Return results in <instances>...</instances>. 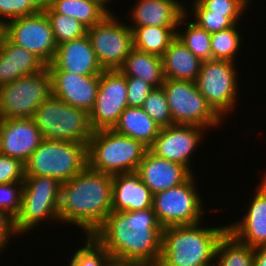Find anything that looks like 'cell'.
I'll list each match as a JSON object with an SVG mask.
<instances>
[{"mask_svg":"<svg viewBox=\"0 0 266 266\" xmlns=\"http://www.w3.org/2000/svg\"><path fill=\"white\" fill-rule=\"evenodd\" d=\"M38 13L28 1L0 0V21L7 22Z\"/></svg>","mask_w":266,"mask_h":266,"instance_id":"cell-39","label":"cell"},{"mask_svg":"<svg viewBox=\"0 0 266 266\" xmlns=\"http://www.w3.org/2000/svg\"><path fill=\"white\" fill-rule=\"evenodd\" d=\"M49 73L53 96L88 112L93 109L100 75H78L65 71H49Z\"/></svg>","mask_w":266,"mask_h":266,"instance_id":"cell-17","label":"cell"},{"mask_svg":"<svg viewBox=\"0 0 266 266\" xmlns=\"http://www.w3.org/2000/svg\"><path fill=\"white\" fill-rule=\"evenodd\" d=\"M162 229L153 208L112 211L92 236L114 259L158 264Z\"/></svg>","mask_w":266,"mask_h":266,"instance_id":"cell-1","label":"cell"},{"mask_svg":"<svg viewBox=\"0 0 266 266\" xmlns=\"http://www.w3.org/2000/svg\"><path fill=\"white\" fill-rule=\"evenodd\" d=\"M210 14H226L235 24L241 21L250 0H197ZM245 10V11H244ZM240 20V21H239Z\"/></svg>","mask_w":266,"mask_h":266,"instance_id":"cell-36","label":"cell"},{"mask_svg":"<svg viewBox=\"0 0 266 266\" xmlns=\"http://www.w3.org/2000/svg\"><path fill=\"white\" fill-rule=\"evenodd\" d=\"M235 66L236 62L227 60L202 61L195 81L199 92L223 120L237 105L239 77Z\"/></svg>","mask_w":266,"mask_h":266,"instance_id":"cell-10","label":"cell"},{"mask_svg":"<svg viewBox=\"0 0 266 266\" xmlns=\"http://www.w3.org/2000/svg\"><path fill=\"white\" fill-rule=\"evenodd\" d=\"M5 37V24L0 21V45L2 44V41Z\"/></svg>","mask_w":266,"mask_h":266,"instance_id":"cell-46","label":"cell"},{"mask_svg":"<svg viewBox=\"0 0 266 266\" xmlns=\"http://www.w3.org/2000/svg\"><path fill=\"white\" fill-rule=\"evenodd\" d=\"M47 68L78 75H100L104 71L87 35L58 45L54 60Z\"/></svg>","mask_w":266,"mask_h":266,"instance_id":"cell-19","label":"cell"},{"mask_svg":"<svg viewBox=\"0 0 266 266\" xmlns=\"http://www.w3.org/2000/svg\"><path fill=\"white\" fill-rule=\"evenodd\" d=\"M128 107L126 76L119 70H104L93 109L89 112L94 131L112 129Z\"/></svg>","mask_w":266,"mask_h":266,"instance_id":"cell-14","label":"cell"},{"mask_svg":"<svg viewBox=\"0 0 266 266\" xmlns=\"http://www.w3.org/2000/svg\"><path fill=\"white\" fill-rule=\"evenodd\" d=\"M23 182L0 184V210L13 220L21 209Z\"/></svg>","mask_w":266,"mask_h":266,"instance_id":"cell-37","label":"cell"},{"mask_svg":"<svg viewBox=\"0 0 266 266\" xmlns=\"http://www.w3.org/2000/svg\"><path fill=\"white\" fill-rule=\"evenodd\" d=\"M87 36L104 70L119 69L133 49V31L115 14L87 28Z\"/></svg>","mask_w":266,"mask_h":266,"instance_id":"cell-12","label":"cell"},{"mask_svg":"<svg viewBox=\"0 0 266 266\" xmlns=\"http://www.w3.org/2000/svg\"><path fill=\"white\" fill-rule=\"evenodd\" d=\"M132 7L129 27H178L187 6L180 0H137ZM134 23V24H133Z\"/></svg>","mask_w":266,"mask_h":266,"instance_id":"cell-21","label":"cell"},{"mask_svg":"<svg viewBox=\"0 0 266 266\" xmlns=\"http://www.w3.org/2000/svg\"><path fill=\"white\" fill-rule=\"evenodd\" d=\"M96 3H98L102 8H104L109 14H115L113 13L112 9H110L111 6H109L111 4V2H113V0H92ZM111 10V11H110Z\"/></svg>","mask_w":266,"mask_h":266,"instance_id":"cell-45","label":"cell"},{"mask_svg":"<svg viewBox=\"0 0 266 266\" xmlns=\"http://www.w3.org/2000/svg\"><path fill=\"white\" fill-rule=\"evenodd\" d=\"M261 179L250 203L244 206L246 214L228 225V232L237 241L252 248L266 245V173Z\"/></svg>","mask_w":266,"mask_h":266,"instance_id":"cell-16","label":"cell"},{"mask_svg":"<svg viewBox=\"0 0 266 266\" xmlns=\"http://www.w3.org/2000/svg\"><path fill=\"white\" fill-rule=\"evenodd\" d=\"M43 140L32 118L1 119L0 153L24 164Z\"/></svg>","mask_w":266,"mask_h":266,"instance_id":"cell-18","label":"cell"},{"mask_svg":"<svg viewBox=\"0 0 266 266\" xmlns=\"http://www.w3.org/2000/svg\"><path fill=\"white\" fill-rule=\"evenodd\" d=\"M5 36L14 44L35 54L46 66L54 60L58 45L45 12L7 22Z\"/></svg>","mask_w":266,"mask_h":266,"instance_id":"cell-13","label":"cell"},{"mask_svg":"<svg viewBox=\"0 0 266 266\" xmlns=\"http://www.w3.org/2000/svg\"><path fill=\"white\" fill-rule=\"evenodd\" d=\"M113 175L87 167L61 184L59 222L93 235L112 212Z\"/></svg>","mask_w":266,"mask_h":266,"instance_id":"cell-2","label":"cell"},{"mask_svg":"<svg viewBox=\"0 0 266 266\" xmlns=\"http://www.w3.org/2000/svg\"><path fill=\"white\" fill-rule=\"evenodd\" d=\"M25 165V176H50L67 182L88 167V145L43 139Z\"/></svg>","mask_w":266,"mask_h":266,"instance_id":"cell-5","label":"cell"},{"mask_svg":"<svg viewBox=\"0 0 266 266\" xmlns=\"http://www.w3.org/2000/svg\"><path fill=\"white\" fill-rule=\"evenodd\" d=\"M193 174L183 184L153 195V210L164 228L174 225H192L203 218L204 201L200 198Z\"/></svg>","mask_w":266,"mask_h":266,"instance_id":"cell-11","label":"cell"},{"mask_svg":"<svg viewBox=\"0 0 266 266\" xmlns=\"http://www.w3.org/2000/svg\"><path fill=\"white\" fill-rule=\"evenodd\" d=\"M119 70L125 76L143 79L153 88L162 87L165 76L162 57L133 48Z\"/></svg>","mask_w":266,"mask_h":266,"instance_id":"cell-26","label":"cell"},{"mask_svg":"<svg viewBox=\"0 0 266 266\" xmlns=\"http://www.w3.org/2000/svg\"><path fill=\"white\" fill-rule=\"evenodd\" d=\"M162 63L165 79L195 82L202 60L175 37L163 54Z\"/></svg>","mask_w":266,"mask_h":266,"instance_id":"cell-24","label":"cell"},{"mask_svg":"<svg viewBox=\"0 0 266 266\" xmlns=\"http://www.w3.org/2000/svg\"><path fill=\"white\" fill-rule=\"evenodd\" d=\"M109 266H159V264L143 261H124L111 258Z\"/></svg>","mask_w":266,"mask_h":266,"instance_id":"cell-42","label":"cell"},{"mask_svg":"<svg viewBox=\"0 0 266 266\" xmlns=\"http://www.w3.org/2000/svg\"><path fill=\"white\" fill-rule=\"evenodd\" d=\"M136 173L153 195L177 187L193 175L184 165L158 157L150 150L138 165Z\"/></svg>","mask_w":266,"mask_h":266,"instance_id":"cell-20","label":"cell"},{"mask_svg":"<svg viewBox=\"0 0 266 266\" xmlns=\"http://www.w3.org/2000/svg\"><path fill=\"white\" fill-rule=\"evenodd\" d=\"M128 107H142L153 87L143 79L126 76Z\"/></svg>","mask_w":266,"mask_h":266,"instance_id":"cell-40","label":"cell"},{"mask_svg":"<svg viewBox=\"0 0 266 266\" xmlns=\"http://www.w3.org/2000/svg\"><path fill=\"white\" fill-rule=\"evenodd\" d=\"M32 119L43 139L88 145L94 133L88 111L73 107L52 94L41 103Z\"/></svg>","mask_w":266,"mask_h":266,"instance_id":"cell-6","label":"cell"},{"mask_svg":"<svg viewBox=\"0 0 266 266\" xmlns=\"http://www.w3.org/2000/svg\"><path fill=\"white\" fill-rule=\"evenodd\" d=\"M142 108L161 128L173 125L163 87L153 88Z\"/></svg>","mask_w":266,"mask_h":266,"instance_id":"cell-34","label":"cell"},{"mask_svg":"<svg viewBox=\"0 0 266 266\" xmlns=\"http://www.w3.org/2000/svg\"><path fill=\"white\" fill-rule=\"evenodd\" d=\"M191 3L190 12L194 17L188 16V18L194 19L193 22L208 33L212 34L235 25L226 14H210V10H206L197 0H192Z\"/></svg>","mask_w":266,"mask_h":266,"instance_id":"cell-35","label":"cell"},{"mask_svg":"<svg viewBox=\"0 0 266 266\" xmlns=\"http://www.w3.org/2000/svg\"><path fill=\"white\" fill-rule=\"evenodd\" d=\"M45 66L35 54L4 37L0 45V86L37 73Z\"/></svg>","mask_w":266,"mask_h":266,"instance_id":"cell-23","label":"cell"},{"mask_svg":"<svg viewBox=\"0 0 266 266\" xmlns=\"http://www.w3.org/2000/svg\"><path fill=\"white\" fill-rule=\"evenodd\" d=\"M254 266H266V245L254 248Z\"/></svg>","mask_w":266,"mask_h":266,"instance_id":"cell-43","label":"cell"},{"mask_svg":"<svg viewBox=\"0 0 266 266\" xmlns=\"http://www.w3.org/2000/svg\"><path fill=\"white\" fill-rule=\"evenodd\" d=\"M174 225L162 229L159 266H209L214 264L219 241L228 232V223L215 227Z\"/></svg>","mask_w":266,"mask_h":266,"instance_id":"cell-3","label":"cell"},{"mask_svg":"<svg viewBox=\"0 0 266 266\" xmlns=\"http://www.w3.org/2000/svg\"><path fill=\"white\" fill-rule=\"evenodd\" d=\"M17 236L14 230V220L0 210V253L5 251L11 238Z\"/></svg>","mask_w":266,"mask_h":266,"instance_id":"cell-41","label":"cell"},{"mask_svg":"<svg viewBox=\"0 0 266 266\" xmlns=\"http://www.w3.org/2000/svg\"><path fill=\"white\" fill-rule=\"evenodd\" d=\"M189 10L185 9V14L179 21L176 37L200 60H211V34L199 27L192 19L191 22H187L188 15H190ZM180 27L184 28V31H181Z\"/></svg>","mask_w":266,"mask_h":266,"instance_id":"cell-29","label":"cell"},{"mask_svg":"<svg viewBox=\"0 0 266 266\" xmlns=\"http://www.w3.org/2000/svg\"><path fill=\"white\" fill-rule=\"evenodd\" d=\"M238 24L240 25L237 23L228 29L211 34L212 59L236 62L234 58L239 54L242 42Z\"/></svg>","mask_w":266,"mask_h":266,"instance_id":"cell-31","label":"cell"},{"mask_svg":"<svg viewBox=\"0 0 266 266\" xmlns=\"http://www.w3.org/2000/svg\"><path fill=\"white\" fill-rule=\"evenodd\" d=\"M61 184L50 176H25L21 209L14 220L16 235L23 236L30 230L37 229L36 226L41 228L48 221L52 224L57 221L59 224Z\"/></svg>","mask_w":266,"mask_h":266,"instance_id":"cell-7","label":"cell"},{"mask_svg":"<svg viewBox=\"0 0 266 266\" xmlns=\"http://www.w3.org/2000/svg\"><path fill=\"white\" fill-rule=\"evenodd\" d=\"M84 239L85 246L76 249L68 266H109L112 257L105 248L92 235Z\"/></svg>","mask_w":266,"mask_h":266,"instance_id":"cell-33","label":"cell"},{"mask_svg":"<svg viewBox=\"0 0 266 266\" xmlns=\"http://www.w3.org/2000/svg\"><path fill=\"white\" fill-rule=\"evenodd\" d=\"M25 1V0H24ZM37 12H45L51 0H26Z\"/></svg>","mask_w":266,"mask_h":266,"instance_id":"cell-44","label":"cell"},{"mask_svg":"<svg viewBox=\"0 0 266 266\" xmlns=\"http://www.w3.org/2000/svg\"><path fill=\"white\" fill-rule=\"evenodd\" d=\"M208 129L194 125H171L160 129L149 150L158 157L178 162L192 173L191 156ZM197 147V148H196Z\"/></svg>","mask_w":266,"mask_h":266,"instance_id":"cell-15","label":"cell"},{"mask_svg":"<svg viewBox=\"0 0 266 266\" xmlns=\"http://www.w3.org/2000/svg\"><path fill=\"white\" fill-rule=\"evenodd\" d=\"M162 87L173 125H194L211 131L224 124L223 119L199 92L196 82L165 79Z\"/></svg>","mask_w":266,"mask_h":266,"instance_id":"cell-8","label":"cell"},{"mask_svg":"<svg viewBox=\"0 0 266 266\" xmlns=\"http://www.w3.org/2000/svg\"><path fill=\"white\" fill-rule=\"evenodd\" d=\"M45 14L50 21L57 45L87 35V27L77 19L56 13L50 6L46 9Z\"/></svg>","mask_w":266,"mask_h":266,"instance_id":"cell-32","label":"cell"},{"mask_svg":"<svg viewBox=\"0 0 266 266\" xmlns=\"http://www.w3.org/2000/svg\"><path fill=\"white\" fill-rule=\"evenodd\" d=\"M50 7L56 13L77 19L87 28L102 22L109 15L92 0H51Z\"/></svg>","mask_w":266,"mask_h":266,"instance_id":"cell-28","label":"cell"},{"mask_svg":"<svg viewBox=\"0 0 266 266\" xmlns=\"http://www.w3.org/2000/svg\"><path fill=\"white\" fill-rule=\"evenodd\" d=\"M214 263L215 266H254V248L227 232L217 245Z\"/></svg>","mask_w":266,"mask_h":266,"instance_id":"cell-30","label":"cell"},{"mask_svg":"<svg viewBox=\"0 0 266 266\" xmlns=\"http://www.w3.org/2000/svg\"><path fill=\"white\" fill-rule=\"evenodd\" d=\"M112 129L150 147L161 127L142 107H126Z\"/></svg>","mask_w":266,"mask_h":266,"instance_id":"cell-25","label":"cell"},{"mask_svg":"<svg viewBox=\"0 0 266 266\" xmlns=\"http://www.w3.org/2000/svg\"><path fill=\"white\" fill-rule=\"evenodd\" d=\"M148 150L142 141L113 129L97 130L88 143V167L110 175L136 172Z\"/></svg>","mask_w":266,"mask_h":266,"instance_id":"cell-4","label":"cell"},{"mask_svg":"<svg viewBox=\"0 0 266 266\" xmlns=\"http://www.w3.org/2000/svg\"><path fill=\"white\" fill-rule=\"evenodd\" d=\"M133 31V48L162 57L176 37L178 27H130Z\"/></svg>","mask_w":266,"mask_h":266,"instance_id":"cell-27","label":"cell"},{"mask_svg":"<svg viewBox=\"0 0 266 266\" xmlns=\"http://www.w3.org/2000/svg\"><path fill=\"white\" fill-rule=\"evenodd\" d=\"M52 94L51 75L41 71L0 86V118H33L37 108Z\"/></svg>","mask_w":266,"mask_h":266,"instance_id":"cell-9","label":"cell"},{"mask_svg":"<svg viewBox=\"0 0 266 266\" xmlns=\"http://www.w3.org/2000/svg\"><path fill=\"white\" fill-rule=\"evenodd\" d=\"M153 207V194L136 172L113 175L112 211H138Z\"/></svg>","mask_w":266,"mask_h":266,"instance_id":"cell-22","label":"cell"},{"mask_svg":"<svg viewBox=\"0 0 266 266\" xmlns=\"http://www.w3.org/2000/svg\"><path fill=\"white\" fill-rule=\"evenodd\" d=\"M24 178V163L0 153V184L23 182Z\"/></svg>","mask_w":266,"mask_h":266,"instance_id":"cell-38","label":"cell"}]
</instances>
